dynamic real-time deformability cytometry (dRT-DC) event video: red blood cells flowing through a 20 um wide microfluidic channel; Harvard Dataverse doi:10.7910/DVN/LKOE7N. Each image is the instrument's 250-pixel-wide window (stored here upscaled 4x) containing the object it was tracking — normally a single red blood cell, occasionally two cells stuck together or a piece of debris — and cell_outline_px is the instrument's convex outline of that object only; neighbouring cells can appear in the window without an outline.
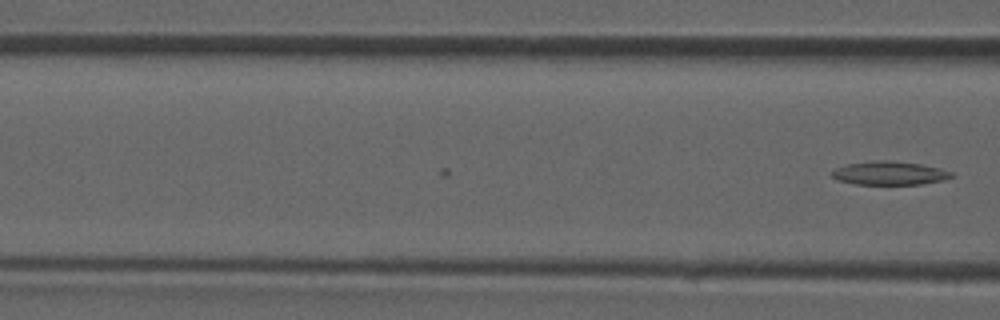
{"species": "common noctule bat (a hibernating species)", "species_latin": "Nyctalus noctula", "temperature_condition": "room temperature", "stored_images_in_passage": 10, "camera_frame_rate_fps": 3000, "um_per_image_px": 0.085, "animal": {"sex": "male", "forearm_length_mm": 52.5}, "frame": {"image": 1, "passage_image": 10, "time_ms": 3.0, "image_size_px": [1000, 320], "cell_outline_px": [[956, 176], [944, 180], [920, 184], [856, 184], [836, 180], [832, 176], [832, 172], [836, 168], [848, 164], [884, 160], [888, 160], [920, 164], [940, 168], [952, 172]], "centroid_in_image_um": [75.65, 14.72], "position_along_channel_um": 91.0, "area_um2": 16.24}}